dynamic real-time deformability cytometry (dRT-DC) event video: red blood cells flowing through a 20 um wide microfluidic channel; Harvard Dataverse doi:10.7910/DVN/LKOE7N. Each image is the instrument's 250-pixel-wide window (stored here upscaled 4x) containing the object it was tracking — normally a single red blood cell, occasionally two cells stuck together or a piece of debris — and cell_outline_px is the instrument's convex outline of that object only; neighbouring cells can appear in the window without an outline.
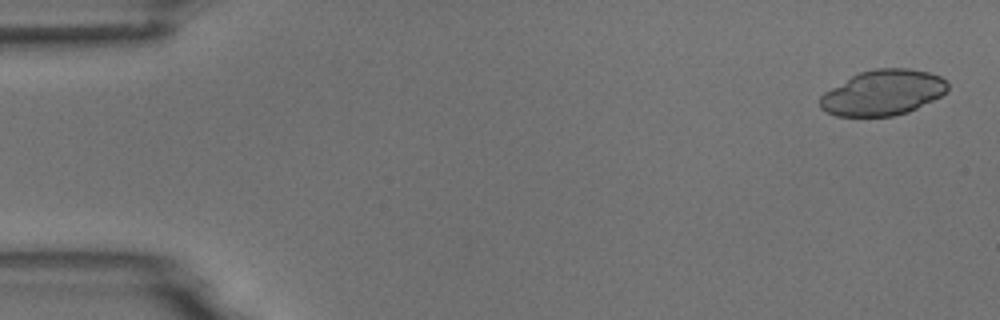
{"species": "common noctule bat (a hibernating species)", "species_latin": "Nyctalus noctula", "temperature_condition": "room temperature", "stored_images_in_passage": 4, "camera_frame_rate_fps": 3000, "um_per_image_px": 0.085, "animal": {"sex": "male", "body_mass_g": 18.8}, "frame": {"image": 1, "passage_image": 1, "time_ms": 0.0, "image_size_px": [1000, 320], "cell_outline_px": [[948, 88], [940, 96], [908, 112], [892, 116], [836, 116], [820, 108], [820, 96], [824, 92], [852, 76], [860, 72], [876, 68], [908, 68], [928, 72], [940, 76], [948, 84]], "centroid_in_image_um": [75.03, 7.87], "position_along_channel_um": 10.0, "area_um2": 33.47}}